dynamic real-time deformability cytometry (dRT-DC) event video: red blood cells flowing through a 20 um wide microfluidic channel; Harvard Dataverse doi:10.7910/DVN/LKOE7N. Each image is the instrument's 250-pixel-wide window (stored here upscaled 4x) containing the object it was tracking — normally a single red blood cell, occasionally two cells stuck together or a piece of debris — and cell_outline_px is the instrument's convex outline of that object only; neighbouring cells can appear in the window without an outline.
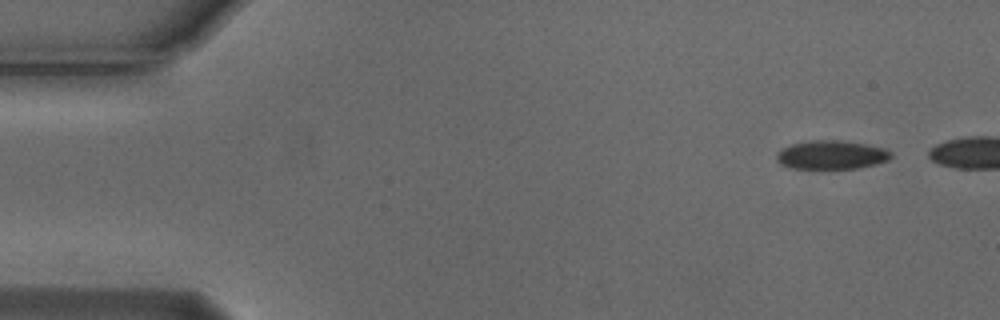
{"species": "Egyptian fruit bat (a non-hibernating species)", "species_latin": "Rousettus aegyptiacus", "temperature_condition": "cold", "stored_images_in_passage": 5, "camera_frame_rate_fps": 3000, "um_per_image_px": 0.085, "animal": {"sex": "male"}, "frame": {"image": 1, "passage_image": 1, "time_ms": 0.0, "image_size_px": [1000, 320], "cell_outline_px": [[892, 156], [888, 160], [876, 164], [856, 168], [792, 168], [780, 164], [776, 160], [776, 152], [792, 144], [808, 140], [840, 140], [864, 144], [884, 148], [892, 152]], "centroid_in_image_um": [70.66, 13.16], "position_along_channel_um": 14.3, "area_um2": 19.07}}